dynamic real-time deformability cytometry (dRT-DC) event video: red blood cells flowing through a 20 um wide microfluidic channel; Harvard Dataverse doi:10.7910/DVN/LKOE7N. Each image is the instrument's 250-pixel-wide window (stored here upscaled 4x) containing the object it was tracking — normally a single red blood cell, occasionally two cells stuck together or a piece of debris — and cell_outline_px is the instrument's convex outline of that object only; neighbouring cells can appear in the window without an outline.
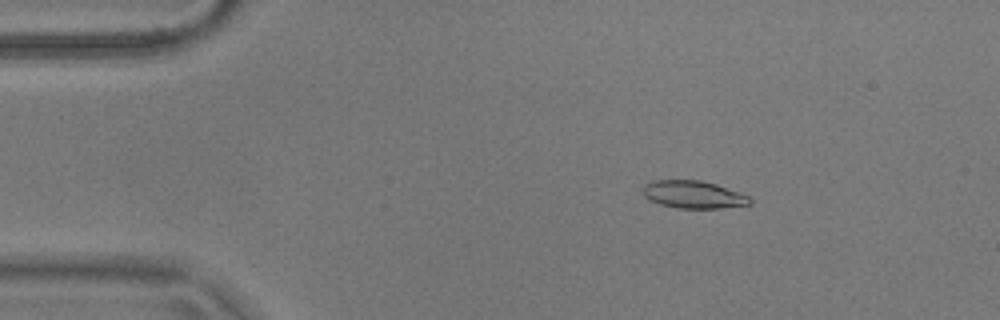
{"species": "common noctule bat (a hibernating species)", "species_latin": "Nyctalus noctula", "temperature_condition": "warm", "stored_images_in_passage": 55, "camera_frame_rate_fps": 3000, "um_per_image_px": 0.085, "animal": {"sex": "male", "body_mass_g": 17.9}, "frame": {"image": 1, "passage_image": 9, "time_ms": 2.667, "image_size_px": [1000, 320], "cell_outline_px": [[752, 204], [720, 208], [676, 208], [660, 204], [648, 200], [644, 196], [644, 184], [652, 180], [700, 180], [716, 184], [748, 196], [752, 200]], "centroid_in_image_um": [58.91, 16.54], "position_along_channel_um": 26.1, "area_um2": 17.17}}
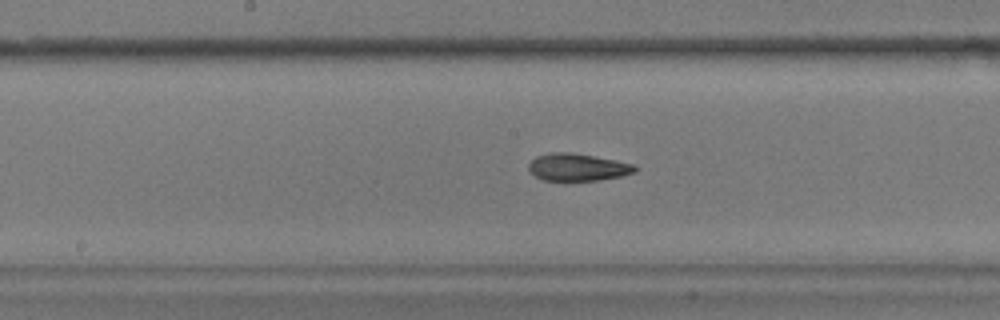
{"frame": {"image": 2, "passage_image": 28, "time_ms": 9.0, "image_size_px": [1000, 320], "cell_outline_px": [[636, 172], [620, 176], [600, 180], [544, 180], [528, 172], [528, 164], [536, 156], [552, 152], [572, 152], [636, 164]], "centroid_in_image_um": [49.08, 14.2], "position_along_channel_um": 199.1, "area_um2": 16.94}}
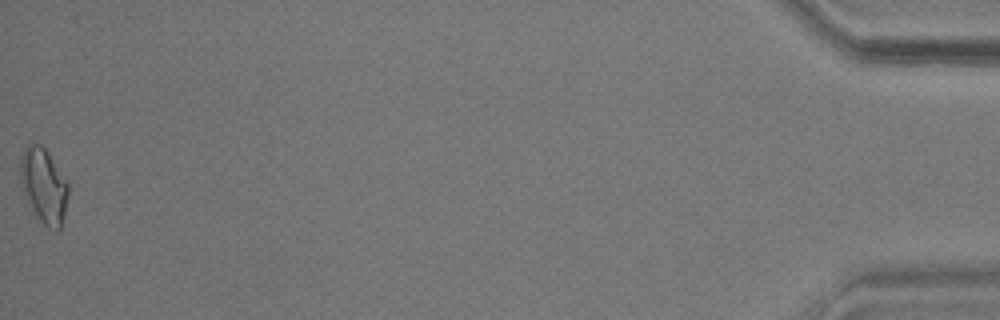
{"frame": {"image": 3, "passage_image": 55, "time_ms": 18.0, "image_size_px": [1000, 320], "cell_outline_px": [[68, 196], [60, 228], [56, 232], [48, 228], [36, 220], [28, 204], [20, 180], [20, 156], [24, 148], [28, 144], [40, 144], [48, 152], [68, 184]], "centroid_in_image_um": [3.69, 15.82], "position_along_channel_um": 431.5, "area_um2": 21.04}, "authors_computed_cell_mechanics": {"area_um2": 17.6868, "velocity_mm_per_s": 3.6861, "shape_relaxation_time_tau1_ms": 4.782, "shape_relaxation_time_tau2_ms": 3.5402, "deformation_change_tau1": 0.1632, "deformation_change_tau2": 0.0734}}